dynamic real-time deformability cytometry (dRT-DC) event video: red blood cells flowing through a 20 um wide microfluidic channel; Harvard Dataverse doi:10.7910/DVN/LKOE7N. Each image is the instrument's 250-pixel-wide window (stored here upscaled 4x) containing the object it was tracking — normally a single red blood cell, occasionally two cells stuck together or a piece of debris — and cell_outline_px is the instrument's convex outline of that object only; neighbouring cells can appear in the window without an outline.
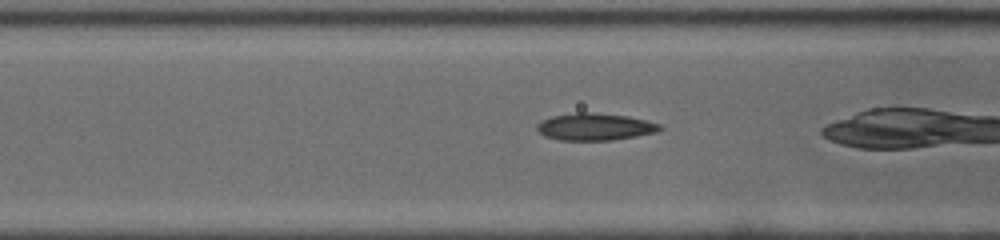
{"species": "common noctule bat (a hibernating species)", "species_latin": "Nyctalus noctula", "temperature_condition": "cold", "stored_images_in_passage": 35, "camera_frame_rate_fps": 3000, "um_per_image_px": 0.085, "animal": {"sex": "male", "body_mass_g": 19.0, "forearm_length_mm": 50.8}, "frame": {"image": 1, "passage_image": 15, "time_ms": 4.667, "image_size_px": [1000, 240], "cell_outline_px": [[664, 128], [660, 132], [612, 140], [560, 140], [544, 136], [536, 128], [536, 124], [552, 116], [576, 112], [592, 112], [628, 116], [660, 124]], "centroid_in_image_um": [50.6, 10.78], "position_along_channel_um": 116.0, "area_um2": 19.48}}
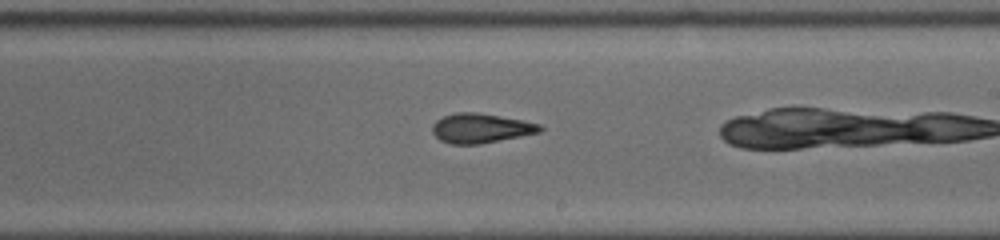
{"frame": {"image": 2, "passage_image": 25, "time_ms": 8.0, "image_size_px": [1000, 240], "cell_outline_px": [[544, 128], [540, 132], [480, 144], [452, 144], [440, 140], [432, 132], [432, 124], [436, 120], [444, 116], [456, 112], [476, 112], [520, 120], [540, 124]], "centroid_in_image_um": [40.83, 10.9], "position_along_channel_um": 248.2, "area_um2": 18.32}}
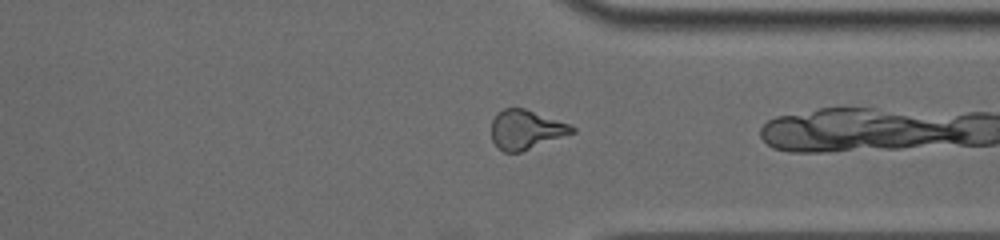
{"frame": {"image": 3, "passage_image": 34, "time_ms": 11.0, "image_size_px": [1000, 240], "cell_outline_px": [[576, 132], [520, 152], [504, 152], [492, 140], [492, 120], [504, 108], [524, 108], [572, 124], [576, 128]], "centroid_in_image_um": [44.76, 11.01], "position_along_channel_um": 366.6, "area_um2": 18.32}}